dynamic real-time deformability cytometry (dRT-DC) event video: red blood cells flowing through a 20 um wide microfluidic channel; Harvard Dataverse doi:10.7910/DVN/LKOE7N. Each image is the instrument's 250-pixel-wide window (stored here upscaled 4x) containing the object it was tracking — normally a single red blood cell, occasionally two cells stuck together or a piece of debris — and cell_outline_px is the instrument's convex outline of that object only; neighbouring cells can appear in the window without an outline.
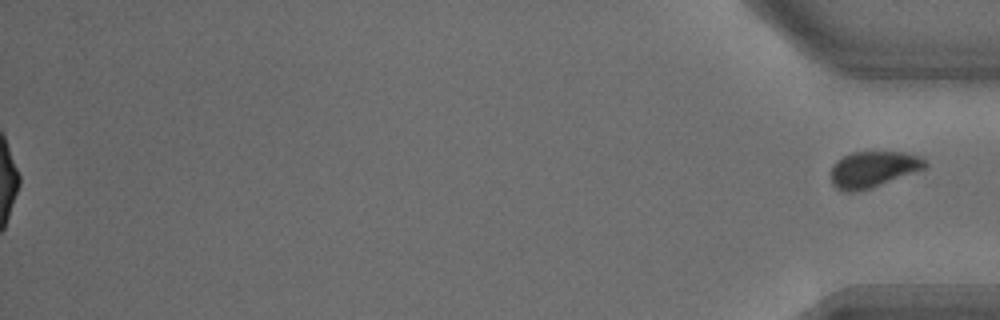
{"species": "common noctule bat (a hibernating species)", "species_latin": "Nyctalus noctula", "temperature_condition": "warm", "stored_images_in_passage": 49, "segment_of_instrument_passage": [2, 2], "camera_frame_rate_fps": 3000, "um_per_image_px": 0.085, "animal": {"sex": "male", "body_mass_g": 18.8}, "frame": {"image": 1, "passage_image": 49, "time_ms": 16.0, "image_size_px": [1000, 320], "cell_outline_px": [[928, 164], [924, 168], [868, 188], [856, 192], [844, 192], [836, 188], [832, 184], [832, 168], [836, 160], [852, 152], [904, 152], [920, 156]], "centroid_in_image_um": [74.18, 14.37], "position_along_channel_um": 361.0, "area_um2": 19.36}}